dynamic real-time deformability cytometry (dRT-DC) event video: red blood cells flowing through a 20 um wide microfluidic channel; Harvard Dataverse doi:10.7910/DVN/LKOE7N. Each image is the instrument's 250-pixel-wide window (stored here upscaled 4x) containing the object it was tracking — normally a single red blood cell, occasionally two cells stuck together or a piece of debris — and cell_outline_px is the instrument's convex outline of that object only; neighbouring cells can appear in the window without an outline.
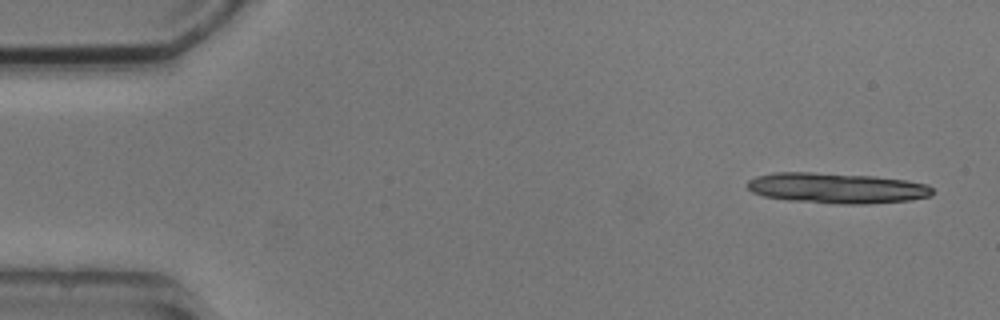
{"species": "common noctule bat (a hibernating species)", "species_latin": "Nyctalus noctula", "temperature_condition": "cold", "stored_images_in_passage": 6, "camera_frame_rate_fps": 3000, "um_per_image_px": 0.085, "animal": {"sex": "male", "body_mass_g": 20.5, "forearm_length_mm": 52.5}, "frame": {"image": 1, "passage_image": 1, "time_ms": 0.0, "image_size_px": [1000, 320], "cell_outline_px": [[932, 196], [908, 200], [868, 204], [840, 204], [788, 200], [764, 196], [752, 192], [748, 188], [748, 180], [756, 176], [772, 172], [812, 172], [872, 176], [908, 180], [928, 184], [932, 188]], "centroid_in_image_um": [71.12, 15.98], "position_along_channel_um": 13.9, "area_um2": 33.0}}
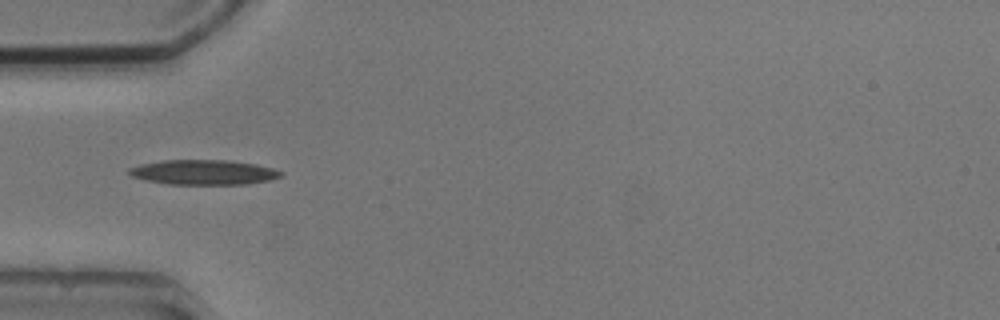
{"frame": {"image": 2, "passage_image": 5, "time_ms": 4.667, "image_size_px": [1000, 320], "cell_outline_px": [[284, 172], [280, 176], [268, 180], [244, 184], [168, 184], [148, 180], [132, 176], [128, 172], [128, 168], [140, 164], [164, 160], [228, 160], [256, 164], [272, 168]], "centroid_in_image_um": [17.29, 14.63], "position_along_channel_um": 67.7, "area_um2": 21.79}}